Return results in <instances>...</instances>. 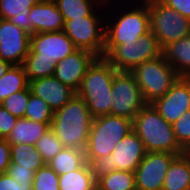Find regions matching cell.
<instances>
[{
  "label": "cell",
  "mask_w": 190,
  "mask_h": 190,
  "mask_svg": "<svg viewBox=\"0 0 190 190\" xmlns=\"http://www.w3.org/2000/svg\"><path fill=\"white\" fill-rule=\"evenodd\" d=\"M76 49L63 30L33 33L30 35L29 53L25 59H45L56 64Z\"/></svg>",
  "instance_id": "cell-12"
},
{
  "label": "cell",
  "mask_w": 190,
  "mask_h": 190,
  "mask_svg": "<svg viewBox=\"0 0 190 190\" xmlns=\"http://www.w3.org/2000/svg\"><path fill=\"white\" fill-rule=\"evenodd\" d=\"M30 35L64 29V19L53 0H40L29 9Z\"/></svg>",
  "instance_id": "cell-18"
},
{
  "label": "cell",
  "mask_w": 190,
  "mask_h": 190,
  "mask_svg": "<svg viewBox=\"0 0 190 190\" xmlns=\"http://www.w3.org/2000/svg\"><path fill=\"white\" fill-rule=\"evenodd\" d=\"M64 20L90 16L102 0H53Z\"/></svg>",
  "instance_id": "cell-26"
},
{
  "label": "cell",
  "mask_w": 190,
  "mask_h": 190,
  "mask_svg": "<svg viewBox=\"0 0 190 190\" xmlns=\"http://www.w3.org/2000/svg\"><path fill=\"white\" fill-rule=\"evenodd\" d=\"M30 34L0 18V58L12 65H22L29 53Z\"/></svg>",
  "instance_id": "cell-14"
},
{
  "label": "cell",
  "mask_w": 190,
  "mask_h": 190,
  "mask_svg": "<svg viewBox=\"0 0 190 190\" xmlns=\"http://www.w3.org/2000/svg\"><path fill=\"white\" fill-rule=\"evenodd\" d=\"M97 58L85 49H76L55 64L54 76L76 92L79 90L87 68Z\"/></svg>",
  "instance_id": "cell-16"
},
{
  "label": "cell",
  "mask_w": 190,
  "mask_h": 190,
  "mask_svg": "<svg viewBox=\"0 0 190 190\" xmlns=\"http://www.w3.org/2000/svg\"><path fill=\"white\" fill-rule=\"evenodd\" d=\"M161 47L152 32L141 36L136 43H123L117 45L105 59L117 71H132L145 61L161 56Z\"/></svg>",
  "instance_id": "cell-10"
},
{
  "label": "cell",
  "mask_w": 190,
  "mask_h": 190,
  "mask_svg": "<svg viewBox=\"0 0 190 190\" xmlns=\"http://www.w3.org/2000/svg\"><path fill=\"white\" fill-rule=\"evenodd\" d=\"M11 162V147L6 138H0V174L7 173Z\"/></svg>",
  "instance_id": "cell-37"
},
{
  "label": "cell",
  "mask_w": 190,
  "mask_h": 190,
  "mask_svg": "<svg viewBox=\"0 0 190 190\" xmlns=\"http://www.w3.org/2000/svg\"><path fill=\"white\" fill-rule=\"evenodd\" d=\"M18 117L12 115L0 104V138H7Z\"/></svg>",
  "instance_id": "cell-36"
},
{
  "label": "cell",
  "mask_w": 190,
  "mask_h": 190,
  "mask_svg": "<svg viewBox=\"0 0 190 190\" xmlns=\"http://www.w3.org/2000/svg\"><path fill=\"white\" fill-rule=\"evenodd\" d=\"M106 2L90 16L64 20V33L77 49H85L97 57H103L105 48Z\"/></svg>",
  "instance_id": "cell-6"
},
{
  "label": "cell",
  "mask_w": 190,
  "mask_h": 190,
  "mask_svg": "<svg viewBox=\"0 0 190 190\" xmlns=\"http://www.w3.org/2000/svg\"><path fill=\"white\" fill-rule=\"evenodd\" d=\"M112 105L110 114L134 119L147 104L141 94L135 77L128 71H116L112 83Z\"/></svg>",
  "instance_id": "cell-11"
},
{
  "label": "cell",
  "mask_w": 190,
  "mask_h": 190,
  "mask_svg": "<svg viewBox=\"0 0 190 190\" xmlns=\"http://www.w3.org/2000/svg\"><path fill=\"white\" fill-rule=\"evenodd\" d=\"M54 111L41 98L30 93L24 118L40 123H51Z\"/></svg>",
  "instance_id": "cell-29"
},
{
  "label": "cell",
  "mask_w": 190,
  "mask_h": 190,
  "mask_svg": "<svg viewBox=\"0 0 190 190\" xmlns=\"http://www.w3.org/2000/svg\"><path fill=\"white\" fill-rule=\"evenodd\" d=\"M59 175L48 165L34 172L32 190H60Z\"/></svg>",
  "instance_id": "cell-32"
},
{
  "label": "cell",
  "mask_w": 190,
  "mask_h": 190,
  "mask_svg": "<svg viewBox=\"0 0 190 190\" xmlns=\"http://www.w3.org/2000/svg\"><path fill=\"white\" fill-rule=\"evenodd\" d=\"M12 66L9 62H4L0 58V78L9 70V68Z\"/></svg>",
  "instance_id": "cell-40"
},
{
  "label": "cell",
  "mask_w": 190,
  "mask_h": 190,
  "mask_svg": "<svg viewBox=\"0 0 190 190\" xmlns=\"http://www.w3.org/2000/svg\"><path fill=\"white\" fill-rule=\"evenodd\" d=\"M35 146L46 164L52 160L63 148L61 140L51 129H48L43 134V136L37 140Z\"/></svg>",
  "instance_id": "cell-31"
},
{
  "label": "cell",
  "mask_w": 190,
  "mask_h": 190,
  "mask_svg": "<svg viewBox=\"0 0 190 190\" xmlns=\"http://www.w3.org/2000/svg\"><path fill=\"white\" fill-rule=\"evenodd\" d=\"M51 123L34 122L25 118H18L15 126L6 138L10 144H32L50 129Z\"/></svg>",
  "instance_id": "cell-22"
},
{
  "label": "cell",
  "mask_w": 190,
  "mask_h": 190,
  "mask_svg": "<svg viewBox=\"0 0 190 190\" xmlns=\"http://www.w3.org/2000/svg\"><path fill=\"white\" fill-rule=\"evenodd\" d=\"M161 190H190V153L178 155L171 162Z\"/></svg>",
  "instance_id": "cell-20"
},
{
  "label": "cell",
  "mask_w": 190,
  "mask_h": 190,
  "mask_svg": "<svg viewBox=\"0 0 190 190\" xmlns=\"http://www.w3.org/2000/svg\"><path fill=\"white\" fill-rule=\"evenodd\" d=\"M11 162L18 163L20 167L31 168L36 172L46 165L41 154L32 144H10Z\"/></svg>",
  "instance_id": "cell-27"
},
{
  "label": "cell",
  "mask_w": 190,
  "mask_h": 190,
  "mask_svg": "<svg viewBox=\"0 0 190 190\" xmlns=\"http://www.w3.org/2000/svg\"><path fill=\"white\" fill-rule=\"evenodd\" d=\"M7 173L18 184H32L34 179V171L31 168L20 167L18 163L10 162Z\"/></svg>",
  "instance_id": "cell-35"
},
{
  "label": "cell",
  "mask_w": 190,
  "mask_h": 190,
  "mask_svg": "<svg viewBox=\"0 0 190 190\" xmlns=\"http://www.w3.org/2000/svg\"><path fill=\"white\" fill-rule=\"evenodd\" d=\"M161 55L179 77L190 78V35L163 46Z\"/></svg>",
  "instance_id": "cell-19"
},
{
  "label": "cell",
  "mask_w": 190,
  "mask_h": 190,
  "mask_svg": "<svg viewBox=\"0 0 190 190\" xmlns=\"http://www.w3.org/2000/svg\"><path fill=\"white\" fill-rule=\"evenodd\" d=\"M31 93L44 100L56 111L71 100L77 92L63 84L55 76L36 79L29 82Z\"/></svg>",
  "instance_id": "cell-17"
},
{
  "label": "cell",
  "mask_w": 190,
  "mask_h": 190,
  "mask_svg": "<svg viewBox=\"0 0 190 190\" xmlns=\"http://www.w3.org/2000/svg\"><path fill=\"white\" fill-rule=\"evenodd\" d=\"M40 0H0V18L10 20L30 34L29 9Z\"/></svg>",
  "instance_id": "cell-21"
},
{
  "label": "cell",
  "mask_w": 190,
  "mask_h": 190,
  "mask_svg": "<svg viewBox=\"0 0 190 190\" xmlns=\"http://www.w3.org/2000/svg\"><path fill=\"white\" fill-rule=\"evenodd\" d=\"M29 87V81L22 65H12L0 78V103L8 96Z\"/></svg>",
  "instance_id": "cell-24"
},
{
  "label": "cell",
  "mask_w": 190,
  "mask_h": 190,
  "mask_svg": "<svg viewBox=\"0 0 190 190\" xmlns=\"http://www.w3.org/2000/svg\"><path fill=\"white\" fill-rule=\"evenodd\" d=\"M146 153L144 144L138 135L131 130L117 143L111 155L86 160V162L90 166L93 177L97 180L116 170L135 172Z\"/></svg>",
  "instance_id": "cell-7"
},
{
  "label": "cell",
  "mask_w": 190,
  "mask_h": 190,
  "mask_svg": "<svg viewBox=\"0 0 190 190\" xmlns=\"http://www.w3.org/2000/svg\"><path fill=\"white\" fill-rule=\"evenodd\" d=\"M85 162L84 151L63 147L62 150L47 164L58 175H62L79 169Z\"/></svg>",
  "instance_id": "cell-25"
},
{
  "label": "cell",
  "mask_w": 190,
  "mask_h": 190,
  "mask_svg": "<svg viewBox=\"0 0 190 190\" xmlns=\"http://www.w3.org/2000/svg\"><path fill=\"white\" fill-rule=\"evenodd\" d=\"M132 130L138 135L147 152H168L182 155L186 151L178 144L172 124L147 103L132 120Z\"/></svg>",
  "instance_id": "cell-3"
},
{
  "label": "cell",
  "mask_w": 190,
  "mask_h": 190,
  "mask_svg": "<svg viewBox=\"0 0 190 190\" xmlns=\"http://www.w3.org/2000/svg\"><path fill=\"white\" fill-rule=\"evenodd\" d=\"M31 93L30 87L16 92L5 98L0 104L12 115L18 118H24L26 106Z\"/></svg>",
  "instance_id": "cell-33"
},
{
  "label": "cell",
  "mask_w": 190,
  "mask_h": 190,
  "mask_svg": "<svg viewBox=\"0 0 190 190\" xmlns=\"http://www.w3.org/2000/svg\"><path fill=\"white\" fill-rule=\"evenodd\" d=\"M165 5L173 8L182 16L190 19V0H161Z\"/></svg>",
  "instance_id": "cell-39"
},
{
  "label": "cell",
  "mask_w": 190,
  "mask_h": 190,
  "mask_svg": "<svg viewBox=\"0 0 190 190\" xmlns=\"http://www.w3.org/2000/svg\"><path fill=\"white\" fill-rule=\"evenodd\" d=\"M60 190H97L96 179L85 162L79 169L59 175Z\"/></svg>",
  "instance_id": "cell-23"
},
{
  "label": "cell",
  "mask_w": 190,
  "mask_h": 190,
  "mask_svg": "<svg viewBox=\"0 0 190 190\" xmlns=\"http://www.w3.org/2000/svg\"><path fill=\"white\" fill-rule=\"evenodd\" d=\"M103 2H110V1H122V0H102Z\"/></svg>",
  "instance_id": "cell-41"
},
{
  "label": "cell",
  "mask_w": 190,
  "mask_h": 190,
  "mask_svg": "<svg viewBox=\"0 0 190 190\" xmlns=\"http://www.w3.org/2000/svg\"><path fill=\"white\" fill-rule=\"evenodd\" d=\"M0 190H32V184H18L8 173L0 174Z\"/></svg>",
  "instance_id": "cell-38"
},
{
  "label": "cell",
  "mask_w": 190,
  "mask_h": 190,
  "mask_svg": "<svg viewBox=\"0 0 190 190\" xmlns=\"http://www.w3.org/2000/svg\"><path fill=\"white\" fill-rule=\"evenodd\" d=\"M178 154L147 152L135 170L137 190H161L166 172Z\"/></svg>",
  "instance_id": "cell-13"
},
{
  "label": "cell",
  "mask_w": 190,
  "mask_h": 190,
  "mask_svg": "<svg viewBox=\"0 0 190 190\" xmlns=\"http://www.w3.org/2000/svg\"><path fill=\"white\" fill-rule=\"evenodd\" d=\"M130 72L135 77L146 103H153L163 96L179 78L177 72L162 55L141 63Z\"/></svg>",
  "instance_id": "cell-8"
},
{
  "label": "cell",
  "mask_w": 190,
  "mask_h": 190,
  "mask_svg": "<svg viewBox=\"0 0 190 190\" xmlns=\"http://www.w3.org/2000/svg\"><path fill=\"white\" fill-rule=\"evenodd\" d=\"M152 104L168 123L176 122L183 113L190 110V78L179 77L172 87Z\"/></svg>",
  "instance_id": "cell-15"
},
{
  "label": "cell",
  "mask_w": 190,
  "mask_h": 190,
  "mask_svg": "<svg viewBox=\"0 0 190 190\" xmlns=\"http://www.w3.org/2000/svg\"><path fill=\"white\" fill-rule=\"evenodd\" d=\"M116 71L104 57H97L86 70L77 95L86 103L93 118L110 114Z\"/></svg>",
  "instance_id": "cell-4"
},
{
  "label": "cell",
  "mask_w": 190,
  "mask_h": 190,
  "mask_svg": "<svg viewBox=\"0 0 190 190\" xmlns=\"http://www.w3.org/2000/svg\"><path fill=\"white\" fill-rule=\"evenodd\" d=\"M132 130V120L116 115L93 118L85 147V159L94 160L111 155L113 149Z\"/></svg>",
  "instance_id": "cell-5"
},
{
  "label": "cell",
  "mask_w": 190,
  "mask_h": 190,
  "mask_svg": "<svg viewBox=\"0 0 190 190\" xmlns=\"http://www.w3.org/2000/svg\"><path fill=\"white\" fill-rule=\"evenodd\" d=\"M149 8L151 32L162 48L190 35V19L182 16L161 0H144Z\"/></svg>",
  "instance_id": "cell-9"
},
{
  "label": "cell",
  "mask_w": 190,
  "mask_h": 190,
  "mask_svg": "<svg viewBox=\"0 0 190 190\" xmlns=\"http://www.w3.org/2000/svg\"><path fill=\"white\" fill-rule=\"evenodd\" d=\"M28 81L54 76L55 64L45 59H24L22 64Z\"/></svg>",
  "instance_id": "cell-30"
},
{
  "label": "cell",
  "mask_w": 190,
  "mask_h": 190,
  "mask_svg": "<svg viewBox=\"0 0 190 190\" xmlns=\"http://www.w3.org/2000/svg\"><path fill=\"white\" fill-rule=\"evenodd\" d=\"M173 132L178 144L188 152L190 150V110L172 124Z\"/></svg>",
  "instance_id": "cell-34"
},
{
  "label": "cell",
  "mask_w": 190,
  "mask_h": 190,
  "mask_svg": "<svg viewBox=\"0 0 190 190\" xmlns=\"http://www.w3.org/2000/svg\"><path fill=\"white\" fill-rule=\"evenodd\" d=\"M97 190H135V173L116 170L96 180Z\"/></svg>",
  "instance_id": "cell-28"
},
{
  "label": "cell",
  "mask_w": 190,
  "mask_h": 190,
  "mask_svg": "<svg viewBox=\"0 0 190 190\" xmlns=\"http://www.w3.org/2000/svg\"><path fill=\"white\" fill-rule=\"evenodd\" d=\"M149 32L150 14L144 0L106 2L104 58L117 45L136 43Z\"/></svg>",
  "instance_id": "cell-1"
},
{
  "label": "cell",
  "mask_w": 190,
  "mask_h": 190,
  "mask_svg": "<svg viewBox=\"0 0 190 190\" xmlns=\"http://www.w3.org/2000/svg\"><path fill=\"white\" fill-rule=\"evenodd\" d=\"M92 121L88 106L76 94L62 108L54 111L50 129L64 148L85 151Z\"/></svg>",
  "instance_id": "cell-2"
}]
</instances>
